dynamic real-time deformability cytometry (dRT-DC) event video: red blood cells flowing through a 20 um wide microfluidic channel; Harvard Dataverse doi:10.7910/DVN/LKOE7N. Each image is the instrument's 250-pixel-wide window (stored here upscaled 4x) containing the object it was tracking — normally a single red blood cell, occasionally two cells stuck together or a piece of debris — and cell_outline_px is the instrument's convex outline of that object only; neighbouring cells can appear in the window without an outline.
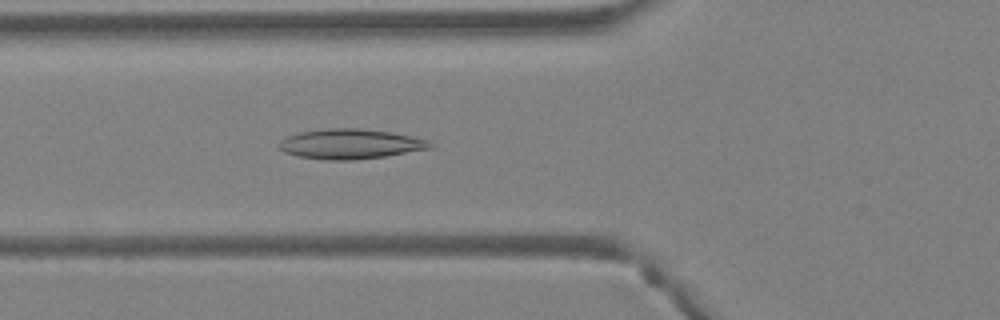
{"species": "Egyptian fruit bat (a non-hibernating species)", "species_latin": "Rousettus aegyptiacus", "temperature_condition": "warm", "stored_images_in_passage": 38, "camera_frame_rate_fps": 3000, "um_per_image_px": 0.085, "animal": {"sex": "female"}, "frame": {"image": 1, "passage_image": 16, "time_ms": 5.0, "image_size_px": [1000, 320], "cell_outline_px": [[436, 144], [432, 148], [384, 156], [352, 160], [324, 160], [296, 156], [284, 152], [280, 148], [280, 140], [288, 136], [300, 132], [328, 128], [356, 128], [392, 132], [428, 140]], "centroid_in_image_um": [29.79, 12.24], "position_along_channel_um": 96.0, "area_um2": 26.3}}
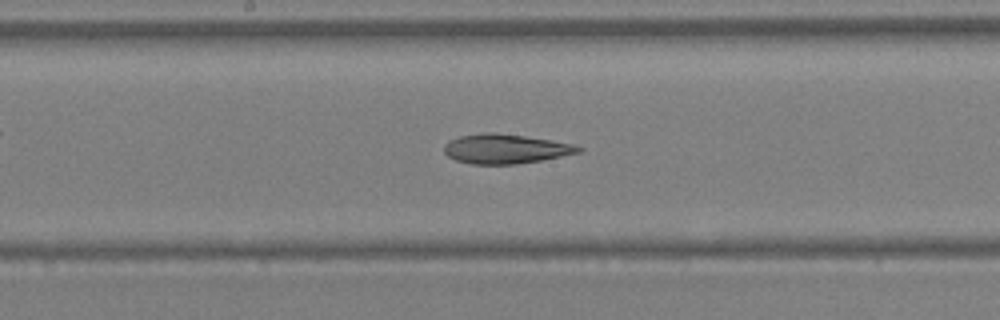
{"frame": {"image": 2, "passage_image": 23, "time_ms": 7.333, "image_size_px": [1000, 320], "cell_outline_px": [[584, 148], [580, 152], [540, 160], [516, 164], [472, 164], [456, 160], [448, 156], [444, 152], [444, 144], [448, 140], [460, 136], [484, 132], [496, 132], [524, 136], [576, 144]], "centroid_in_image_um": [42.94, 12.64], "position_along_channel_um": 205.3, "area_um2": 23.06}}
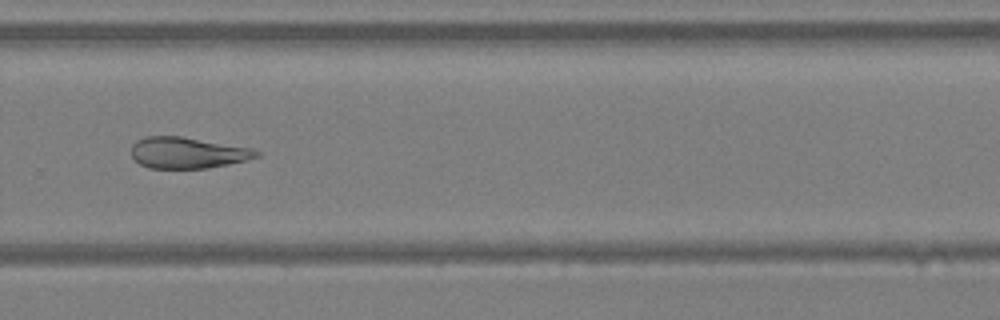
{"frame": {"image": 3, "passage_image": 30, "time_ms": 9.667, "image_size_px": [1000, 320], "cell_outline_px": [[260, 156], [228, 164], [208, 168], [148, 168], [140, 164], [132, 156], [132, 144], [136, 140], [148, 136], [180, 136], [252, 148], [260, 152]], "centroid_in_image_um": [15.93, 12.98], "position_along_channel_um": 313.9, "area_um2": 22.6}, "authors_computed_cell_mechanics": {"area_um2": 26.4435, "velocity_mm_per_s": 4.6677, "shape_relaxation_time_tau1_ms": null, "shape_relaxation_time_tau2_ms": 9.0743, "deformation_change_tau1": null, "deformation_change_tau2": 0.2086}}